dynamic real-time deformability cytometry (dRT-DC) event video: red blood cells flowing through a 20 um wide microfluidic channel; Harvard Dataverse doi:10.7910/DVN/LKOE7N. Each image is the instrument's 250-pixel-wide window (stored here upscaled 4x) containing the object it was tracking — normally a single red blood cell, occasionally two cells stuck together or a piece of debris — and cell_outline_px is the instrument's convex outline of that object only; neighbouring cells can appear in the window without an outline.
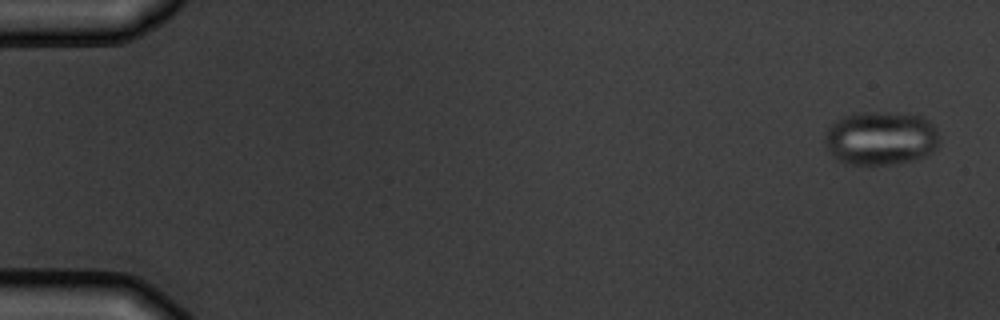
{"species": "common noctule bat (a hibernating species)", "species_latin": "Nyctalus noctula", "temperature_condition": "warm", "stored_images_in_passage": 6, "camera_frame_rate_fps": 3000, "um_per_image_px": 0.085, "animal": {"sex": "male", "body_mass_g": 19.5, "forearm_length_mm": 54.6}, "frame": {"image": 1, "passage_image": 1, "time_ms": 0.0, "image_size_px": [1000, 320], "cell_outline_px": [[936, 148], [928, 156], [896, 164], [844, 164], [832, 156], [828, 152], [824, 144], [824, 136], [828, 128], [836, 120], [844, 116], [856, 112], [880, 112], [924, 116], [932, 124], [936, 132]], "centroid_in_image_um": [74.81, 11.76], "position_along_channel_um": 10.2, "area_um2": 36.01}}